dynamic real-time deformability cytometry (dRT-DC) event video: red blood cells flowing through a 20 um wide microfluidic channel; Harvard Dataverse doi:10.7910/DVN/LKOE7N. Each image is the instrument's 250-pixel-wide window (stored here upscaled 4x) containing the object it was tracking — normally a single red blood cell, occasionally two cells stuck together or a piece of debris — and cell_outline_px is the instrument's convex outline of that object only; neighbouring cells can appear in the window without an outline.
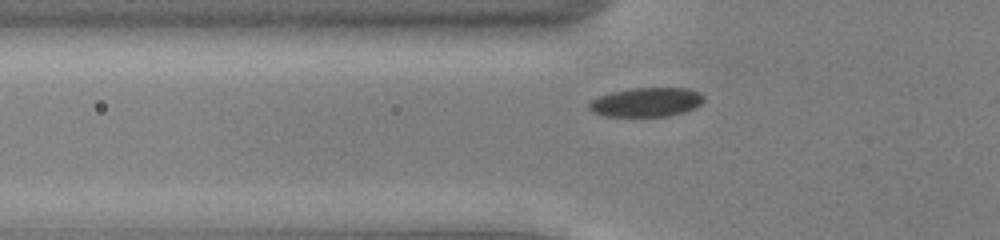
{"species": "common noctule bat (a hibernating species)", "species_latin": "Nyctalus noctula", "temperature_condition": "cold", "stored_images_in_passage": 32, "camera_frame_rate_fps": 3000, "um_per_image_px": 0.085, "animal": {"sex": "male", "body_mass_g": 13.0, "forearm_length_mm": 53.1}, "frame": {"image": 1, "passage_image": 4, "time_ms": 1.0, "image_size_px": [1000, 240], "cell_outline_px": [[704, 100], [696, 108], [684, 112], [668, 116], [604, 116], [592, 112], [588, 108], [588, 104], [592, 100], [600, 96], [612, 92], [632, 88], [688, 88], [700, 92], [704, 96]], "centroid_in_image_um": [54.96, 8.68], "position_along_channel_um": 70.8, "area_um2": 19.54}}
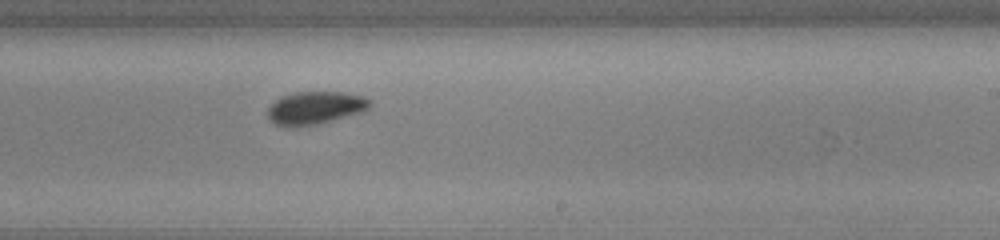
{"frame": {"image": 2, "passage_image": 19, "time_ms": 6.0, "image_size_px": [1000, 240], "cell_outline_px": [[372, 104], [364, 112], [316, 124], [296, 128], [276, 124], [268, 120], [268, 108], [280, 96], [296, 92], [344, 92], [364, 96], [372, 100]], "centroid_in_image_um": [26.81, 9.17], "position_along_channel_um": 262.2, "area_um2": 19.77}}
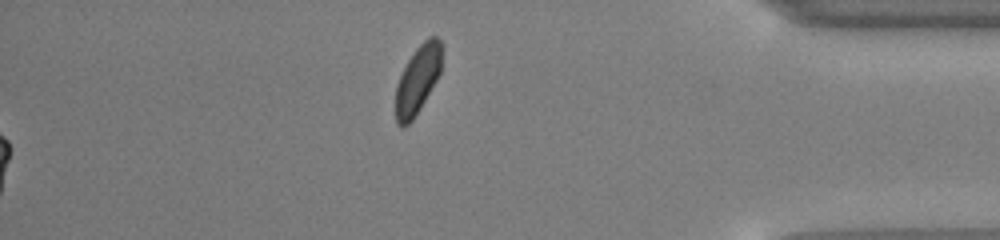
{"frame": {"image": 3, "passage_image": 32, "time_ms": 10.333, "image_size_px": [1000, 240], "cell_outline_px": [[444, 44], [440, 72], [436, 80], [420, 108], [412, 120], [404, 128], [400, 128], [396, 124], [396, 84], [408, 60], [416, 48], [428, 36], [436, 36]], "centroid_in_image_um": [35.52, 6.74], "position_along_channel_um": 399.7, "area_um2": 18.44}, "authors_computed_cell_mechanics": {"area_um2": 19.652, "velocity_mm_per_s": 3.8567, "shape_relaxation_time_tau1_ms": 2.6457, "shape_relaxation_time_tau2_ms": 3.7447, "deformation_change_tau1": 0.0708, "deformation_change_tau2": 0.0624}}